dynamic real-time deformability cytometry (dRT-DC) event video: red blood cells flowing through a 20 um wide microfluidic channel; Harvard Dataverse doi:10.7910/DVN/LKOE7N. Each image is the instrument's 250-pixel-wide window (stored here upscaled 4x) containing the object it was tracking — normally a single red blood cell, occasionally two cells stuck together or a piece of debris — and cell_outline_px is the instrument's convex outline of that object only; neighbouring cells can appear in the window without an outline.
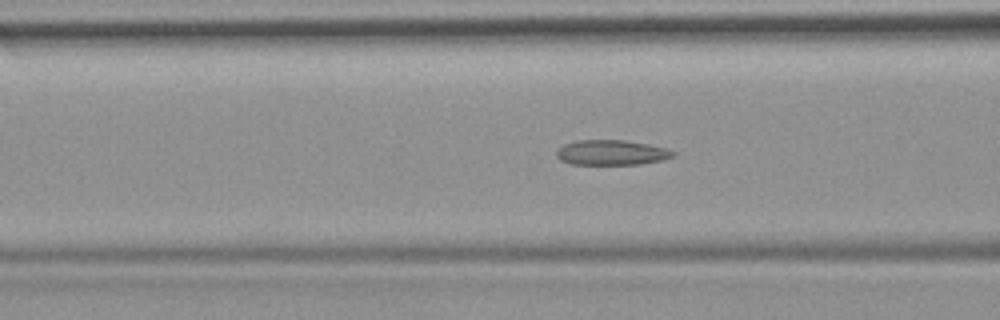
{"species": "common noctule bat (a hibernating species)", "species_latin": "Nyctalus noctula", "temperature_condition": "room temperature", "stored_images_in_passage": 53, "camera_frame_rate_fps": 3000, "um_per_image_px": 0.085, "animal": {"sex": "female", "body_mass_g": 19.9}, "frame": {"image": 1, "passage_image": 21, "time_ms": 6.667, "image_size_px": [1000, 320], "cell_outline_px": [[676, 156], [664, 160], [640, 164], [572, 164], [560, 160], [556, 156], [556, 152], [564, 144], [576, 140], [624, 140], [648, 144], [668, 148], [676, 152]], "centroid_in_image_um": [52.03, 12.97], "position_along_channel_um": 114.6, "area_um2": 17.17}}
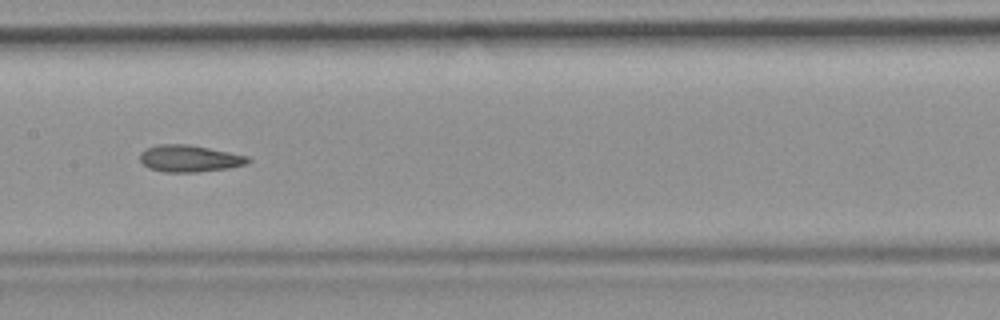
{"frame": {"image": 2, "passage_image": 27, "time_ms": 8.667, "image_size_px": [1000, 320], "cell_outline_px": [[252, 160], [248, 164], [228, 168], [196, 172], [164, 172], [148, 168], [140, 160], [140, 152], [144, 148], [156, 144], [188, 144], [248, 156]], "centroid_in_image_um": [16.08, 13.47], "position_along_channel_um": 191.3, "area_um2": 16.99}}
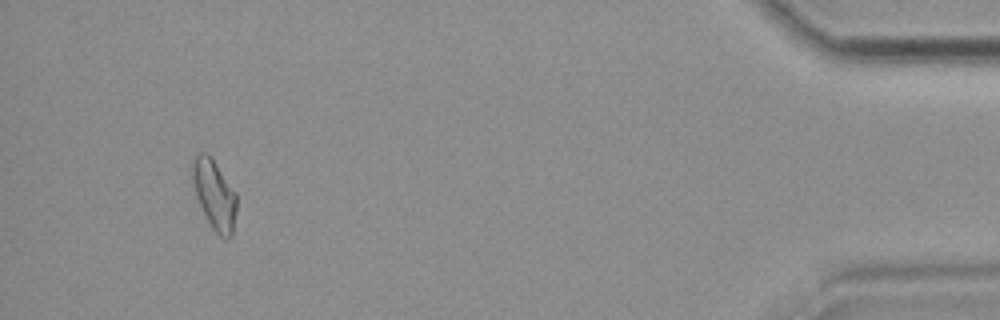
{"frame": {"image": 3, "passage_image": 50, "time_ms": 16.333, "image_size_px": [1000, 320], "cell_outline_px": [[236, 212], [232, 236], [228, 240], [220, 236], [212, 228], [196, 196], [192, 180], [192, 160], [196, 152], [208, 152], [212, 156], [236, 192]], "centroid_in_image_um": [18.22, 16.49], "position_along_channel_um": 417.0, "area_um2": 18.15}, "authors_computed_cell_mechanics": {"area_um2": 17.7446, "velocity_mm_per_s": 3.8354, "shape_relaxation_time_tau1_ms": null, "shape_relaxation_time_tau2_ms": 3.0366, "deformation_change_tau1": null, "deformation_change_tau2": 0.0966}}